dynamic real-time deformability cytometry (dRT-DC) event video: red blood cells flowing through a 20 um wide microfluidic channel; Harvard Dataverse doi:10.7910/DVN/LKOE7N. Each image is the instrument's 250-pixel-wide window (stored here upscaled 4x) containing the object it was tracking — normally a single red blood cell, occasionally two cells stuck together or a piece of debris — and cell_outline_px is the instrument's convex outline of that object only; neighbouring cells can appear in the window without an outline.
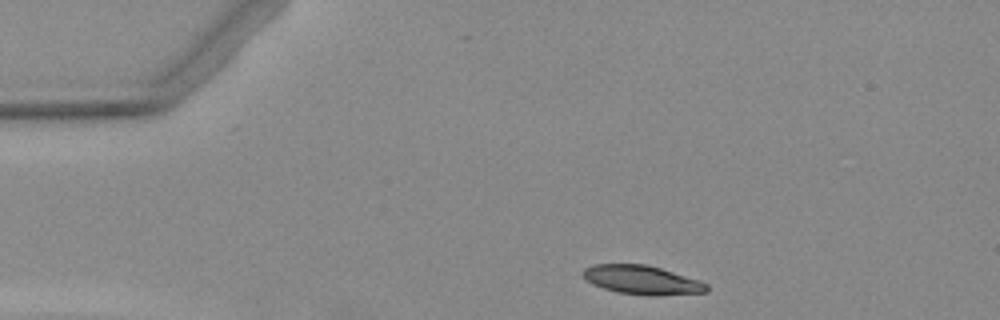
{"species": "Egyptian fruit bat (a non-hibernating species)", "species_latin": "Rousettus aegyptiacus", "temperature_condition": "warm", "stored_images_in_passage": 5, "camera_frame_rate_fps": 3000, "um_per_image_px": 0.085, "animal": {"sex": "female"}, "frame": {"image": 1, "passage_image": 1, "time_ms": 0.0, "image_size_px": [1000, 320], "cell_outline_px": [[708, 292], [656, 296], [648, 296], [620, 292], [604, 288], [592, 284], [580, 272], [584, 268], [592, 264], [644, 264], [660, 268], [700, 280], [708, 284]], "centroid_in_image_um": [54.59, 23.8], "position_along_channel_um": 30.4, "area_um2": 20.87}}
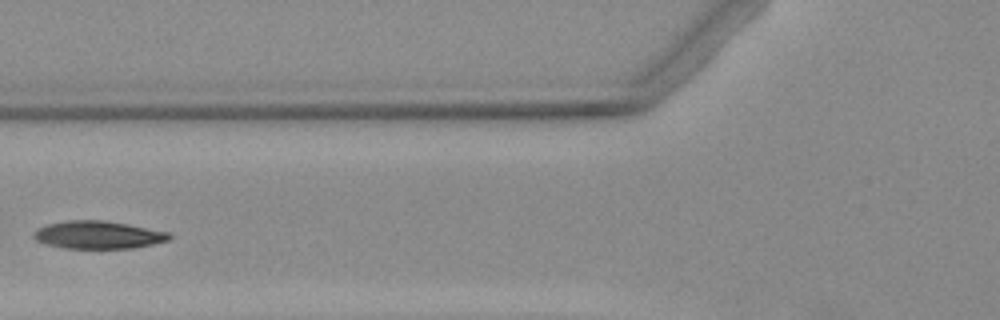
{"frame": {"image": 2, "passage_image": 4, "time_ms": 3.667, "image_size_px": [1000, 320], "cell_outline_px": [[172, 236], [168, 240], [136, 248], [64, 248], [48, 244], [36, 240], [32, 236], [40, 228], [48, 224], [68, 220], [104, 220], [128, 224], [168, 232]], "centroid_in_image_um": [8.37, 19.96], "position_along_channel_um": 117.4, "area_um2": 21.68}}
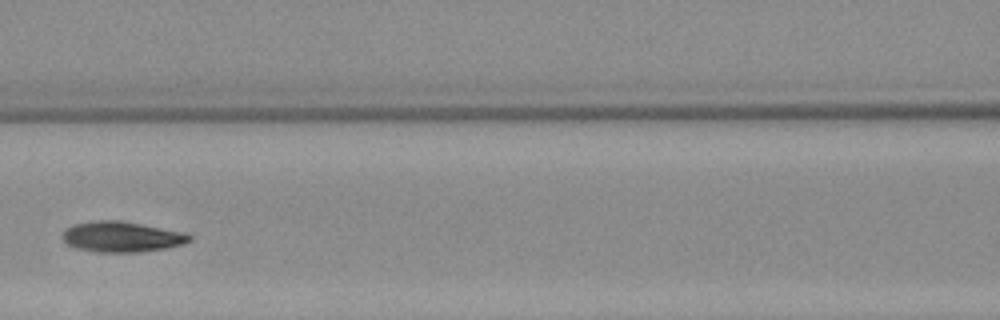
{"frame": {"image": 3, "passage_image": 5, "time_ms": 4.667, "image_size_px": [1000, 320], "cell_outline_px": [[192, 240], [180, 244], [164, 248], [136, 252], [96, 252], [76, 248], [68, 244], [60, 236], [68, 228], [76, 224], [96, 220], [120, 220], [184, 232], [192, 236]], "centroid_in_image_um": [10.33, 20.12], "position_along_channel_um": 156.3, "area_um2": 22.31}}